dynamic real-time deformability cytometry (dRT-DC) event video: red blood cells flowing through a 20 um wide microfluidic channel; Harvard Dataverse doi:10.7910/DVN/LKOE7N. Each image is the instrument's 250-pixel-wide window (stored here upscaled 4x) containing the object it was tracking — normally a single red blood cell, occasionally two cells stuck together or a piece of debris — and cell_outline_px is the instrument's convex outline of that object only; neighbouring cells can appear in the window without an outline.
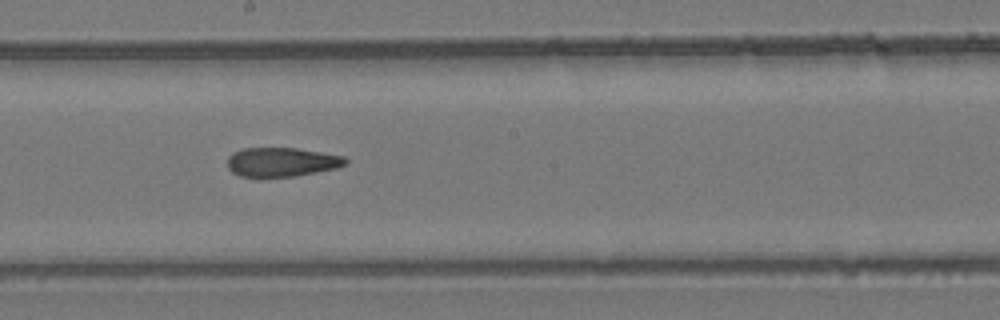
{"species": "common noctule bat (a hibernating species)", "species_latin": "Nyctalus noctula", "temperature_condition": "room temperature", "stored_images_in_passage": 7, "camera_frame_rate_fps": 3000, "um_per_image_px": 0.085, "animal": {"sex": "female", "body_mass_g": 24.6, "forearm_length_mm": 56.2}, "frame": {"image": 1, "passage_image": 7, "time_ms": 2.0, "image_size_px": [1000, 320], "cell_outline_px": [[348, 160], [344, 164], [336, 168], [316, 172], [292, 176], [240, 176], [232, 172], [228, 168], [228, 156], [232, 152], [244, 148], [296, 148], [344, 156]], "centroid_in_image_um": [23.91, 13.76], "position_along_channel_um": 224.3, "area_um2": 19.77}}